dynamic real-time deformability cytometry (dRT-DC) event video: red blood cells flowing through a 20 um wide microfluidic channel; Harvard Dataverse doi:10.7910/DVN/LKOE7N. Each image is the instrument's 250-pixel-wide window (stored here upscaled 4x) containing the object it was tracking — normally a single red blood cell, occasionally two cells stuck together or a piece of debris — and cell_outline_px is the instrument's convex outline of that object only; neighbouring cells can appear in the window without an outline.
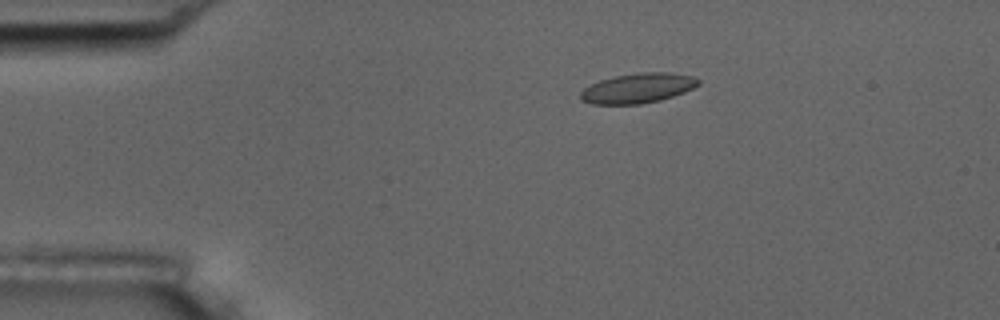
{"species": "common noctule bat (a hibernating species)", "species_latin": "Nyctalus noctula", "temperature_condition": "room temperature", "stored_images_in_passage": 51, "camera_frame_rate_fps": 3000, "um_per_image_px": 0.085, "animal": {"sex": "male", "body_mass_g": 17.5, "forearm_length_mm": 52.3}, "frame": {"image": 1, "passage_image": 6, "time_ms": 1.667, "image_size_px": [1000, 320], "cell_outline_px": [[700, 84], [684, 92], [660, 100], [640, 104], [592, 104], [580, 100], [580, 92], [584, 88], [600, 80], [616, 76], [640, 72], [668, 72], [692, 76], [700, 80]], "centroid_in_image_um": [54.2, 7.49], "position_along_channel_um": 30.8, "area_um2": 20.4}}
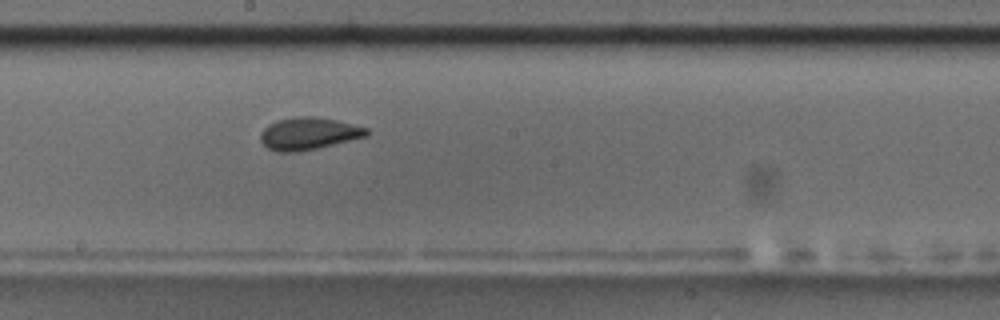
{"frame": {"image": 2, "passage_image": 26, "time_ms": 8.333, "image_size_px": [1000, 320], "cell_outline_px": [[368, 136], [300, 152], [276, 152], [268, 148], [260, 140], [260, 132], [268, 124], [276, 120], [292, 116], [316, 116], [336, 120], [368, 128]], "centroid_in_image_um": [26.2, 11.34], "position_along_channel_um": 222.0, "area_um2": 20.17}}
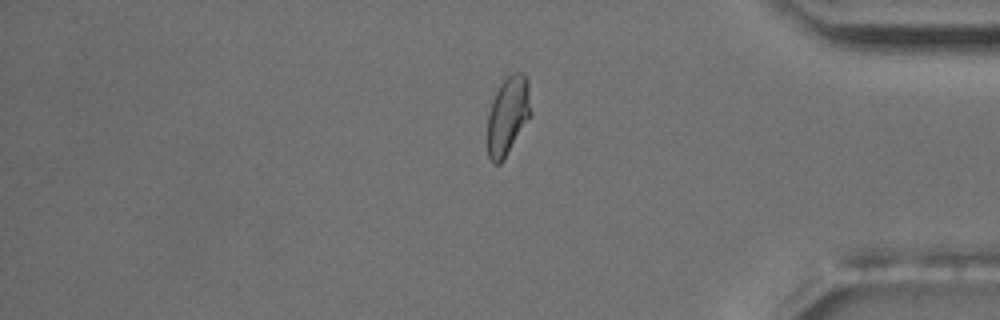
{"frame": {"image": 3, "passage_image": 42, "time_ms": 13.667, "image_size_px": [1000, 320], "cell_outline_px": [[532, 116], [500, 164], [492, 164], [488, 156], [488, 116], [492, 100], [500, 84], [512, 72], [524, 72], [528, 80], [532, 112]], "centroid_in_image_um": [43.2, 9.81], "position_along_channel_um": 392.0, "area_um2": 20.06}, "authors_computed_cell_mechanics": {"area_um2": 19.7676, "velocity_mm_per_s": 3.6292, "shape_relaxation_time_tau1_ms": 10.457, "shape_relaxation_time_tau2_ms": 1.286, "deformation_change_tau1": 0.194, "deformation_change_tau2": 0.0602}}